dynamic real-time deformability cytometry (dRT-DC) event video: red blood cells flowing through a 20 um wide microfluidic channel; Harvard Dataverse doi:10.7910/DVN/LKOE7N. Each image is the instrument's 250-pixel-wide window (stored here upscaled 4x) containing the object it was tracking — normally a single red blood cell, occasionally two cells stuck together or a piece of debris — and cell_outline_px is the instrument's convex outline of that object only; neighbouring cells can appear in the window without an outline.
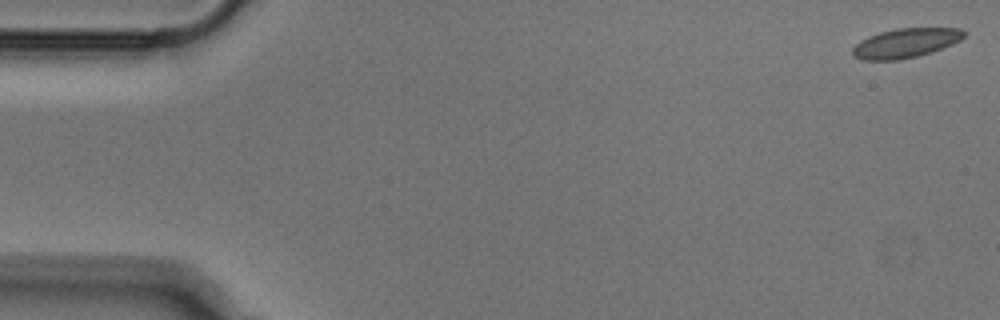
{"species": "Egyptian fruit bat (a non-hibernating species)", "species_latin": "Rousettus aegyptiacus", "temperature_condition": "cold", "stored_images_in_passage": 46, "camera_frame_rate_fps": 3000, "um_per_image_px": 0.085, "animal": {"sex": "male"}, "frame": {"image": 1, "passage_image": 1, "time_ms": 0.0, "image_size_px": [1000, 320], "cell_outline_px": [[968, 32], [960, 40], [952, 44], [932, 52], [900, 60], [864, 60], [852, 56], [852, 48], [860, 40], [868, 36], [880, 32], [896, 28], [960, 28]], "centroid_in_image_um": [76.97, 3.66], "position_along_channel_um": 8.0, "area_um2": 19.19}}
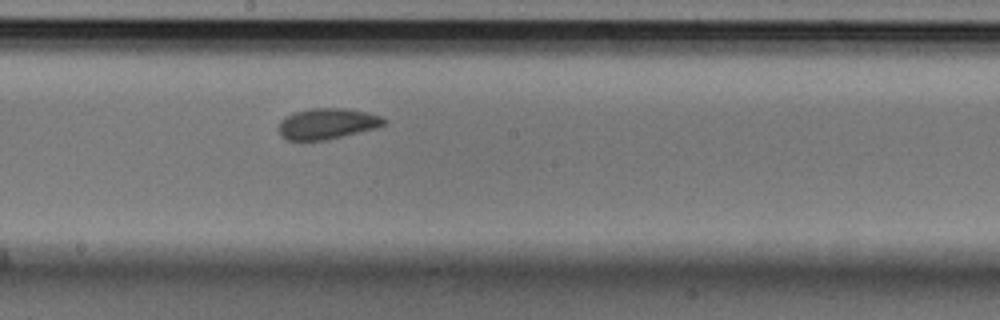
{"frame": {"image": 2, "passage_image": 28, "time_ms": 9.0, "image_size_px": [1000, 320], "cell_outline_px": [[388, 120], [384, 124], [376, 128], [324, 140], [284, 140], [280, 136], [280, 120], [296, 112], [308, 108], [348, 108], [368, 112], [380, 116]], "centroid_in_image_um": [27.82, 10.5], "position_along_channel_um": 220.4, "area_um2": 18.84}}
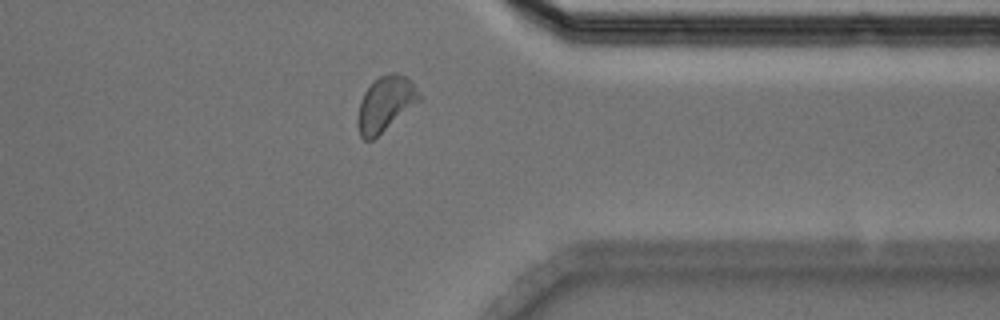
{"frame": {"image": 3, "passage_image": 41, "time_ms": 13.333, "image_size_px": [1000, 320], "cell_outline_px": [[420, 100], [372, 140], [364, 140], [360, 136], [356, 124], [356, 120], [360, 100], [364, 92], [380, 76], [392, 72], [396, 72], [404, 76], [420, 92]], "centroid_in_image_um": [32.71, 8.84], "position_along_channel_um": 378.7, "area_um2": 19.31}}